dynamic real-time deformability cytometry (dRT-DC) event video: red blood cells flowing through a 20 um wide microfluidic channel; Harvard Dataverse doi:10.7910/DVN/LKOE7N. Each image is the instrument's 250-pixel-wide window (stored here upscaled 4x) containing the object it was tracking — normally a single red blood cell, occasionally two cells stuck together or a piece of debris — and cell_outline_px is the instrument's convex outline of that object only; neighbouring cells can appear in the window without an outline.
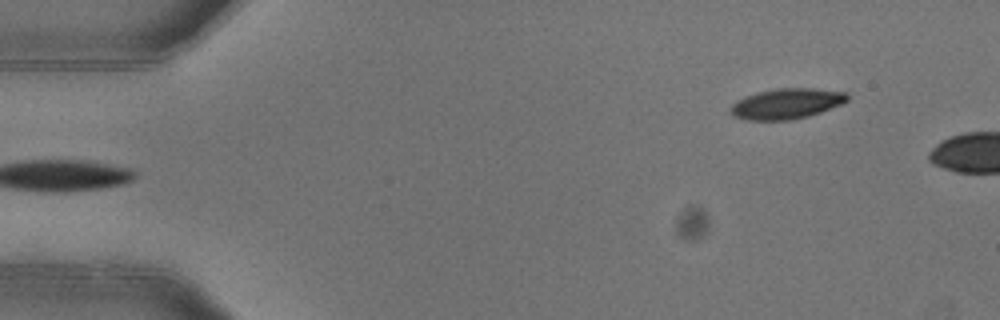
{"species": "common noctule bat (a hibernating species)", "species_latin": "Nyctalus noctula", "temperature_condition": "warm", "stored_images_in_passage": 4, "camera_frame_rate_fps": 3000, "um_per_image_px": 0.085, "animal": {"sex": "female"}, "frame": {"image": 1, "passage_image": 4, "time_ms": 1.0, "image_size_px": [1000, 320], "cell_outline_px": [[848, 100], [840, 104], [820, 112], [808, 116], [788, 120], [748, 120], [732, 116], [728, 108], [736, 100], [760, 92], [776, 88], [812, 88], [848, 92]], "centroid_in_image_um": [66.84, 8.81], "position_along_channel_um": 18.2, "area_um2": 20.63}}